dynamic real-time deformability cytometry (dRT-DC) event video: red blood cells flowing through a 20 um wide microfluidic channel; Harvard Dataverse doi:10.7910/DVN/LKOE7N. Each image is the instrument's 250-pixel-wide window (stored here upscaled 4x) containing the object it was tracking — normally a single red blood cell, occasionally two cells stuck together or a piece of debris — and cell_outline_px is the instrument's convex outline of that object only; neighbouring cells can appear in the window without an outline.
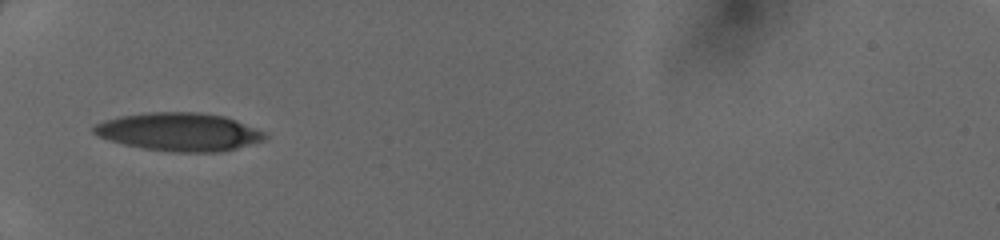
{"species": "human", "species_latin": "Homo sapiens", "temperature_condition": "cold", "stored_images_in_passage": 31, "camera_frame_rate_fps": 3000, "um_per_image_px": 0.085, "donor": {"sex": "female"}, "frame": {"image": 1, "passage_image": 1, "time_ms": 0.0, "image_size_px": [1000, 240], "cell_outline_px": [[268, 136], [264, 140], [236, 148], [216, 152], [172, 152], [144, 148], [124, 144], [100, 136], [92, 132], [92, 128], [96, 124], [104, 120], [120, 116], [152, 112], [200, 112], [224, 116], [236, 120], [264, 132]], "centroid_in_image_um": [15.24, 11.2], "position_along_channel_um": 69.8, "area_um2": 37.69}}
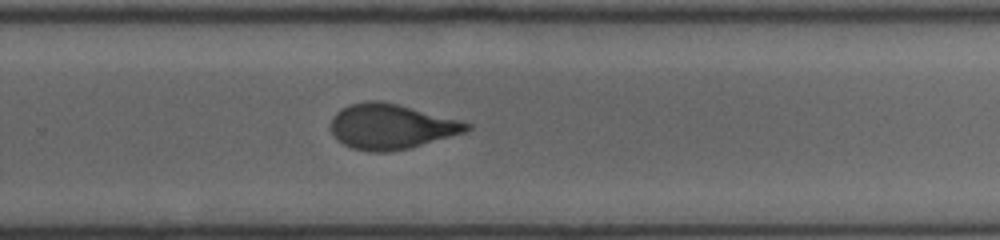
{"frame": {"image": 2, "passage_image": 17, "time_ms": 5.333, "image_size_px": [1000, 240], "cell_outline_px": [[472, 128], [464, 132], [408, 148], [388, 152], [368, 152], [352, 148], [336, 140], [332, 132], [332, 116], [340, 108], [348, 104], [368, 100], [380, 100], [460, 120], [472, 124]], "centroid_in_image_um": [33.2, 10.75], "position_along_channel_um": 296.6, "area_um2": 35.55}}
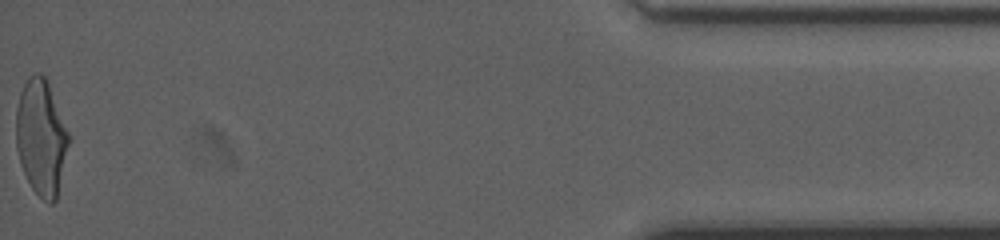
{"frame": {"image": 3, "passage_image": 31, "time_ms": 10.0, "image_size_px": [1000, 240], "cell_outline_px": [[72, 136], [56, 200], [52, 204], [48, 204], [32, 188], [24, 172], [16, 148], [16, 108], [20, 92], [28, 76], [36, 72], [40, 72], [44, 76], [48, 84]], "centroid_in_image_um": [3.53, 11.67], "position_along_channel_um": 431.7, "area_um2": 35.84}}